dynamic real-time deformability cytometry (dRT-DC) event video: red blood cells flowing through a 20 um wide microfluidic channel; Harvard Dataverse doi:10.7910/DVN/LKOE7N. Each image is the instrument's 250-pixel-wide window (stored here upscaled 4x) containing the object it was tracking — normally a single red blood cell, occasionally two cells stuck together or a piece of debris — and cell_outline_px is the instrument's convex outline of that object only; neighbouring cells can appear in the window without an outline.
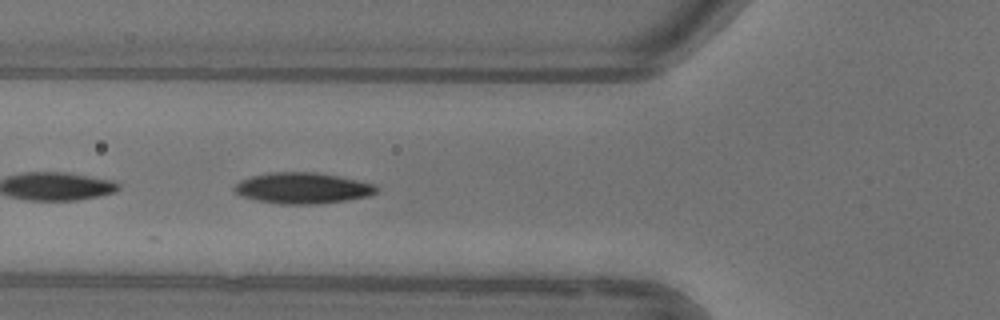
{"species": "common noctule bat (a hibernating species)", "species_latin": "Nyctalus noctula", "temperature_condition": "warm", "stored_images_in_passage": 18, "camera_frame_rate_fps": 3000, "um_per_image_px": 0.085, "animal": {"sex": "female"}, "frame": {"image": 1, "passage_image": 5, "time_ms": 1.333, "image_size_px": [1000, 320], "cell_outline_px": [[380, 188], [376, 192], [368, 196], [348, 200], [320, 204], [280, 204], [256, 200], [240, 196], [232, 188], [240, 180], [252, 176], [272, 172], [316, 172], [376, 184]], "centroid_in_image_um": [25.72, 16.0], "position_along_channel_um": 100.1, "area_um2": 25.72}}